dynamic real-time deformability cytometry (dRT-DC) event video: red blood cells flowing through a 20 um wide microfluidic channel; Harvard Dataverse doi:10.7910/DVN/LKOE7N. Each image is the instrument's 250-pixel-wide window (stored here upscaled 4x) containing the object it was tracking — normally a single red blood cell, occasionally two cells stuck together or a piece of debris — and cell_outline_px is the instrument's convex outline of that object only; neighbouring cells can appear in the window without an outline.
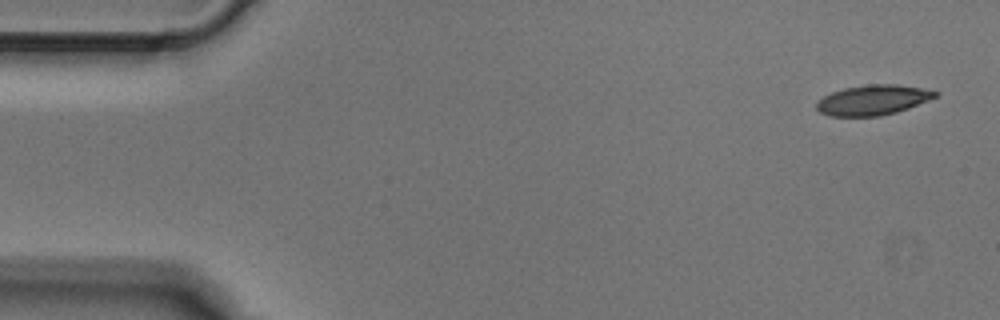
{"species": "Egyptian fruit bat (a non-hibernating species)", "species_latin": "Rousettus aegyptiacus", "temperature_condition": "cold", "stored_images_in_passage": 4, "camera_frame_rate_fps": 3000, "um_per_image_px": 0.085, "animal": {"sex": "male"}, "frame": {"image": 1, "passage_image": 1, "time_ms": 0.0, "image_size_px": [1000, 320], "cell_outline_px": [[940, 92], [936, 96], [928, 100], [908, 108], [896, 112], [880, 116], [828, 116], [820, 112], [816, 108], [816, 104], [824, 96], [832, 92], [844, 88], [868, 84], [896, 84], [920, 88]], "centroid_in_image_um": [74.18, 8.5], "position_along_channel_um": 10.8, "area_um2": 20.63}}
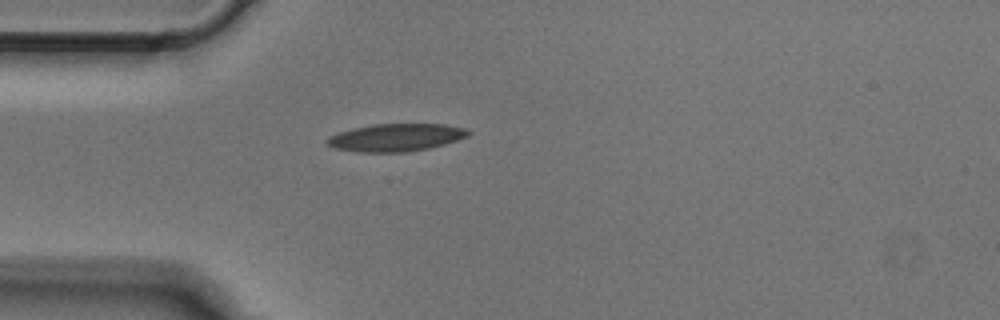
{"frame": {"image": 2, "passage_image": 4, "time_ms": 1.0, "image_size_px": [1000, 320], "cell_outline_px": [[472, 132], [468, 136], [444, 144], [428, 148], [408, 152], [356, 152], [332, 148], [324, 144], [324, 140], [328, 136], [352, 128], [372, 124], [444, 124], [468, 128]], "centroid_in_image_um": [33.61, 11.69], "position_along_channel_um": 51.4, "area_um2": 23.06}}